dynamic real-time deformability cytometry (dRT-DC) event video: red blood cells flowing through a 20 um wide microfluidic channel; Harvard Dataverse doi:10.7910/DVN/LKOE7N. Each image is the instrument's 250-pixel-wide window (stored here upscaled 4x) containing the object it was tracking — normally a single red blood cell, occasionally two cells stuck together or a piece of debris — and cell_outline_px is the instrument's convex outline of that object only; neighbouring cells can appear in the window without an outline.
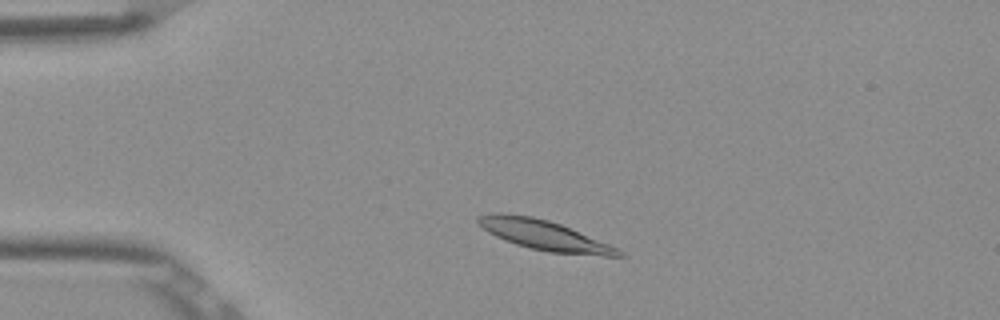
{"species": "Egyptian fruit bat (a non-hibernating species)", "species_latin": "Rousettus aegyptiacus", "temperature_condition": "room temperature", "stored_images_in_passage": 3, "camera_frame_rate_fps": 3000, "um_per_image_px": 0.085, "frame": {"image": 1, "passage_image": 2, "time_ms": 0.333, "image_size_px": [1000, 320], "cell_outline_px": [[628, 256], [604, 256], [548, 252], [516, 244], [504, 240], [488, 232], [476, 220], [476, 216], [496, 212], [500, 212], [532, 216], [548, 220], [560, 224], [608, 244], [624, 252]], "centroid_in_image_um": [46.24, 19.98], "position_along_channel_um": 38.8, "area_um2": 24.22}}